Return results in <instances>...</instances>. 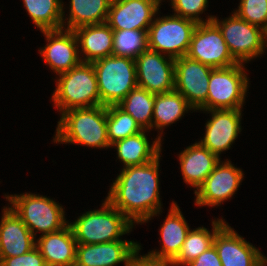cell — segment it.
<instances>
[{"label":"cell","mask_w":267,"mask_h":266,"mask_svg":"<svg viewBox=\"0 0 267 266\" xmlns=\"http://www.w3.org/2000/svg\"><path fill=\"white\" fill-rule=\"evenodd\" d=\"M123 168L106 199L133 224L144 223L160 214L159 160Z\"/></svg>","instance_id":"1"},{"label":"cell","mask_w":267,"mask_h":266,"mask_svg":"<svg viewBox=\"0 0 267 266\" xmlns=\"http://www.w3.org/2000/svg\"><path fill=\"white\" fill-rule=\"evenodd\" d=\"M107 106L73 108L61 113L54 142L108 148Z\"/></svg>","instance_id":"2"},{"label":"cell","mask_w":267,"mask_h":266,"mask_svg":"<svg viewBox=\"0 0 267 266\" xmlns=\"http://www.w3.org/2000/svg\"><path fill=\"white\" fill-rule=\"evenodd\" d=\"M74 238L80 244L113 242L133 228V223L107 199L99 210L87 211L68 223Z\"/></svg>","instance_id":"3"},{"label":"cell","mask_w":267,"mask_h":266,"mask_svg":"<svg viewBox=\"0 0 267 266\" xmlns=\"http://www.w3.org/2000/svg\"><path fill=\"white\" fill-rule=\"evenodd\" d=\"M59 77L52 100L60 112L100 105L97 76L92 63L81 62L69 71L59 74Z\"/></svg>","instance_id":"4"},{"label":"cell","mask_w":267,"mask_h":266,"mask_svg":"<svg viewBox=\"0 0 267 266\" xmlns=\"http://www.w3.org/2000/svg\"><path fill=\"white\" fill-rule=\"evenodd\" d=\"M100 94V105H118L137 84L135 59L110 55L92 62Z\"/></svg>","instance_id":"5"},{"label":"cell","mask_w":267,"mask_h":266,"mask_svg":"<svg viewBox=\"0 0 267 266\" xmlns=\"http://www.w3.org/2000/svg\"><path fill=\"white\" fill-rule=\"evenodd\" d=\"M5 198L10 202L12 211L21 218L34 237L38 231L45 235L59 231L68 225L64 208L46 196L23 193L5 195Z\"/></svg>","instance_id":"6"},{"label":"cell","mask_w":267,"mask_h":266,"mask_svg":"<svg viewBox=\"0 0 267 266\" xmlns=\"http://www.w3.org/2000/svg\"><path fill=\"white\" fill-rule=\"evenodd\" d=\"M244 69L242 63L212 69L207 100L199 109H242L249 84Z\"/></svg>","instance_id":"7"},{"label":"cell","mask_w":267,"mask_h":266,"mask_svg":"<svg viewBox=\"0 0 267 266\" xmlns=\"http://www.w3.org/2000/svg\"><path fill=\"white\" fill-rule=\"evenodd\" d=\"M197 23L176 15L154 18L147 31L148 49L177 59L187 55Z\"/></svg>","instance_id":"8"},{"label":"cell","mask_w":267,"mask_h":266,"mask_svg":"<svg viewBox=\"0 0 267 266\" xmlns=\"http://www.w3.org/2000/svg\"><path fill=\"white\" fill-rule=\"evenodd\" d=\"M232 57L238 62L247 63L264 53L267 46V33L261 28L239 18L234 12L223 21L213 17Z\"/></svg>","instance_id":"9"},{"label":"cell","mask_w":267,"mask_h":266,"mask_svg":"<svg viewBox=\"0 0 267 266\" xmlns=\"http://www.w3.org/2000/svg\"><path fill=\"white\" fill-rule=\"evenodd\" d=\"M186 56L213 69L238 63L232 57L219 27L213 21L197 24Z\"/></svg>","instance_id":"10"},{"label":"cell","mask_w":267,"mask_h":266,"mask_svg":"<svg viewBox=\"0 0 267 266\" xmlns=\"http://www.w3.org/2000/svg\"><path fill=\"white\" fill-rule=\"evenodd\" d=\"M213 68L183 56L175 59L174 90L185 97L195 110L206 102Z\"/></svg>","instance_id":"11"},{"label":"cell","mask_w":267,"mask_h":266,"mask_svg":"<svg viewBox=\"0 0 267 266\" xmlns=\"http://www.w3.org/2000/svg\"><path fill=\"white\" fill-rule=\"evenodd\" d=\"M165 57L147 49L135 58L138 87L153 94L174 90L175 59Z\"/></svg>","instance_id":"12"},{"label":"cell","mask_w":267,"mask_h":266,"mask_svg":"<svg viewBox=\"0 0 267 266\" xmlns=\"http://www.w3.org/2000/svg\"><path fill=\"white\" fill-rule=\"evenodd\" d=\"M220 161L203 184L196 190L195 203L198 206H219L230 199L238 190L244 174L228 160Z\"/></svg>","instance_id":"13"},{"label":"cell","mask_w":267,"mask_h":266,"mask_svg":"<svg viewBox=\"0 0 267 266\" xmlns=\"http://www.w3.org/2000/svg\"><path fill=\"white\" fill-rule=\"evenodd\" d=\"M159 6L153 0H113L106 23L113 30L148 31Z\"/></svg>","instance_id":"14"},{"label":"cell","mask_w":267,"mask_h":266,"mask_svg":"<svg viewBox=\"0 0 267 266\" xmlns=\"http://www.w3.org/2000/svg\"><path fill=\"white\" fill-rule=\"evenodd\" d=\"M47 45L39 50L45 63L57 75L78 66L82 61L79 55L78 40L73 30H42Z\"/></svg>","instance_id":"15"},{"label":"cell","mask_w":267,"mask_h":266,"mask_svg":"<svg viewBox=\"0 0 267 266\" xmlns=\"http://www.w3.org/2000/svg\"><path fill=\"white\" fill-rule=\"evenodd\" d=\"M222 266H263L259 249L225 223L213 239Z\"/></svg>","instance_id":"16"},{"label":"cell","mask_w":267,"mask_h":266,"mask_svg":"<svg viewBox=\"0 0 267 266\" xmlns=\"http://www.w3.org/2000/svg\"><path fill=\"white\" fill-rule=\"evenodd\" d=\"M212 118L206 123L204 138L199 142L218 157L229 150L241 132V109H213Z\"/></svg>","instance_id":"17"},{"label":"cell","mask_w":267,"mask_h":266,"mask_svg":"<svg viewBox=\"0 0 267 266\" xmlns=\"http://www.w3.org/2000/svg\"><path fill=\"white\" fill-rule=\"evenodd\" d=\"M137 242L116 240L98 244H80L76 246V262L83 266H116L129 262L141 250Z\"/></svg>","instance_id":"18"},{"label":"cell","mask_w":267,"mask_h":266,"mask_svg":"<svg viewBox=\"0 0 267 266\" xmlns=\"http://www.w3.org/2000/svg\"><path fill=\"white\" fill-rule=\"evenodd\" d=\"M35 247V237L28 227L9 206L4 207L0 222V262L4 258L25 254Z\"/></svg>","instance_id":"19"},{"label":"cell","mask_w":267,"mask_h":266,"mask_svg":"<svg viewBox=\"0 0 267 266\" xmlns=\"http://www.w3.org/2000/svg\"><path fill=\"white\" fill-rule=\"evenodd\" d=\"M170 207L169 214L160 229L161 250H152L145 255L150 259L166 264H170L177 257L190 231L179 206L173 201Z\"/></svg>","instance_id":"20"},{"label":"cell","mask_w":267,"mask_h":266,"mask_svg":"<svg viewBox=\"0 0 267 266\" xmlns=\"http://www.w3.org/2000/svg\"><path fill=\"white\" fill-rule=\"evenodd\" d=\"M77 242L68 224L59 231L41 235L36 247L44 257L46 266H71L76 262Z\"/></svg>","instance_id":"21"},{"label":"cell","mask_w":267,"mask_h":266,"mask_svg":"<svg viewBox=\"0 0 267 266\" xmlns=\"http://www.w3.org/2000/svg\"><path fill=\"white\" fill-rule=\"evenodd\" d=\"M78 47H81L80 57L84 63H92L96 60L113 55V29L106 23L86 25L73 30Z\"/></svg>","instance_id":"22"},{"label":"cell","mask_w":267,"mask_h":266,"mask_svg":"<svg viewBox=\"0 0 267 266\" xmlns=\"http://www.w3.org/2000/svg\"><path fill=\"white\" fill-rule=\"evenodd\" d=\"M220 159L199 142L188 146L179 154L184 182L198 189L221 161Z\"/></svg>","instance_id":"23"},{"label":"cell","mask_w":267,"mask_h":266,"mask_svg":"<svg viewBox=\"0 0 267 266\" xmlns=\"http://www.w3.org/2000/svg\"><path fill=\"white\" fill-rule=\"evenodd\" d=\"M146 131L143 130L111 145L116 146L117 156L123 162L124 168L147 164L161 154V136L150 145Z\"/></svg>","instance_id":"24"},{"label":"cell","mask_w":267,"mask_h":266,"mask_svg":"<svg viewBox=\"0 0 267 266\" xmlns=\"http://www.w3.org/2000/svg\"><path fill=\"white\" fill-rule=\"evenodd\" d=\"M111 0H70V14L63 29L75 30L86 25L104 23L108 17ZM67 23V28L65 24Z\"/></svg>","instance_id":"25"},{"label":"cell","mask_w":267,"mask_h":266,"mask_svg":"<svg viewBox=\"0 0 267 266\" xmlns=\"http://www.w3.org/2000/svg\"><path fill=\"white\" fill-rule=\"evenodd\" d=\"M193 110L187 100L176 90L155 94V104L152 116V129L163 130V127L178 121L185 111Z\"/></svg>","instance_id":"26"},{"label":"cell","mask_w":267,"mask_h":266,"mask_svg":"<svg viewBox=\"0 0 267 266\" xmlns=\"http://www.w3.org/2000/svg\"><path fill=\"white\" fill-rule=\"evenodd\" d=\"M226 222L222 219H216L212 221L213 231L212 233L205 227H198L190 230L187 237L182 244L181 250L177 257L169 264V266H186L191 261L195 260L199 255L206 251L213 245V239L216 232Z\"/></svg>","instance_id":"27"},{"label":"cell","mask_w":267,"mask_h":266,"mask_svg":"<svg viewBox=\"0 0 267 266\" xmlns=\"http://www.w3.org/2000/svg\"><path fill=\"white\" fill-rule=\"evenodd\" d=\"M33 23L42 30H58L65 21L61 0H23Z\"/></svg>","instance_id":"28"},{"label":"cell","mask_w":267,"mask_h":266,"mask_svg":"<svg viewBox=\"0 0 267 266\" xmlns=\"http://www.w3.org/2000/svg\"><path fill=\"white\" fill-rule=\"evenodd\" d=\"M154 104L155 94L137 86L118 106L130 114L143 130H151Z\"/></svg>","instance_id":"29"},{"label":"cell","mask_w":267,"mask_h":266,"mask_svg":"<svg viewBox=\"0 0 267 266\" xmlns=\"http://www.w3.org/2000/svg\"><path fill=\"white\" fill-rule=\"evenodd\" d=\"M107 134L109 143L123 140L129 136L135 135L143 129L134 120V118L122 110L118 105L107 106Z\"/></svg>","instance_id":"30"},{"label":"cell","mask_w":267,"mask_h":266,"mask_svg":"<svg viewBox=\"0 0 267 266\" xmlns=\"http://www.w3.org/2000/svg\"><path fill=\"white\" fill-rule=\"evenodd\" d=\"M113 55L135 59L148 49L147 31L113 30Z\"/></svg>","instance_id":"31"},{"label":"cell","mask_w":267,"mask_h":266,"mask_svg":"<svg viewBox=\"0 0 267 266\" xmlns=\"http://www.w3.org/2000/svg\"><path fill=\"white\" fill-rule=\"evenodd\" d=\"M235 14L267 33V0H240Z\"/></svg>","instance_id":"32"},{"label":"cell","mask_w":267,"mask_h":266,"mask_svg":"<svg viewBox=\"0 0 267 266\" xmlns=\"http://www.w3.org/2000/svg\"><path fill=\"white\" fill-rule=\"evenodd\" d=\"M174 15L195 21L197 24L210 22L213 16H208L207 20H202L199 14L208 7V0H170Z\"/></svg>","instance_id":"33"},{"label":"cell","mask_w":267,"mask_h":266,"mask_svg":"<svg viewBox=\"0 0 267 266\" xmlns=\"http://www.w3.org/2000/svg\"><path fill=\"white\" fill-rule=\"evenodd\" d=\"M0 266H46L44 257L37 247L20 256L4 258Z\"/></svg>","instance_id":"34"},{"label":"cell","mask_w":267,"mask_h":266,"mask_svg":"<svg viewBox=\"0 0 267 266\" xmlns=\"http://www.w3.org/2000/svg\"><path fill=\"white\" fill-rule=\"evenodd\" d=\"M186 266H222V264L215 246L212 245Z\"/></svg>","instance_id":"35"},{"label":"cell","mask_w":267,"mask_h":266,"mask_svg":"<svg viewBox=\"0 0 267 266\" xmlns=\"http://www.w3.org/2000/svg\"><path fill=\"white\" fill-rule=\"evenodd\" d=\"M125 266H169V264L158 262L156 260L150 259L146 256H139V251L135 256L126 264Z\"/></svg>","instance_id":"36"},{"label":"cell","mask_w":267,"mask_h":266,"mask_svg":"<svg viewBox=\"0 0 267 266\" xmlns=\"http://www.w3.org/2000/svg\"><path fill=\"white\" fill-rule=\"evenodd\" d=\"M267 265V258L266 256L263 255V266H266Z\"/></svg>","instance_id":"37"},{"label":"cell","mask_w":267,"mask_h":266,"mask_svg":"<svg viewBox=\"0 0 267 266\" xmlns=\"http://www.w3.org/2000/svg\"><path fill=\"white\" fill-rule=\"evenodd\" d=\"M71 266H83V265L78 264L77 262H74Z\"/></svg>","instance_id":"38"},{"label":"cell","mask_w":267,"mask_h":266,"mask_svg":"<svg viewBox=\"0 0 267 266\" xmlns=\"http://www.w3.org/2000/svg\"><path fill=\"white\" fill-rule=\"evenodd\" d=\"M153 1L157 2L160 5L162 0H153Z\"/></svg>","instance_id":"39"}]
</instances>
